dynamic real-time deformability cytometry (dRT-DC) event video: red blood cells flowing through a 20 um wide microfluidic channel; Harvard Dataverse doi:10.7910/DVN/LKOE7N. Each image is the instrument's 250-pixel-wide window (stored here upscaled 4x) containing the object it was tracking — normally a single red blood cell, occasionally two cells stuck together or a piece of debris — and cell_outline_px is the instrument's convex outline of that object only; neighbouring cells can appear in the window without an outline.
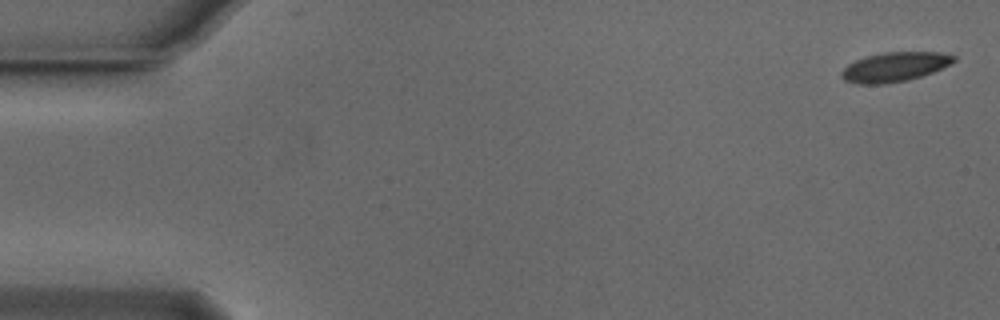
{"species": "Egyptian fruit bat (a non-hibernating species)", "species_latin": "Rousettus aegyptiacus", "temperature_condition": "cold", "stored_images_in_passage": 5, "camera_frame_rate_fps": 3000, "um_per_image_px": 0.085, "animal": {"sex": "male"}, "frame": {"image": 1, "passage_image": 1, "time_ms": 0.0, "image_size_px": [1000, 320], "cell_outline_px": [[956, 60], [932, 72], [908, 80], [884, 84], [856, 84], [844, 80], [840, 76], [840, 72], [848, 64], [864, 56], [884, 52], [940, 52], [956, 56]], "centroid_in_image_um": [75.99, 5.69], "position_along_channel_um": 9.0, "area_um2": 19.25}}